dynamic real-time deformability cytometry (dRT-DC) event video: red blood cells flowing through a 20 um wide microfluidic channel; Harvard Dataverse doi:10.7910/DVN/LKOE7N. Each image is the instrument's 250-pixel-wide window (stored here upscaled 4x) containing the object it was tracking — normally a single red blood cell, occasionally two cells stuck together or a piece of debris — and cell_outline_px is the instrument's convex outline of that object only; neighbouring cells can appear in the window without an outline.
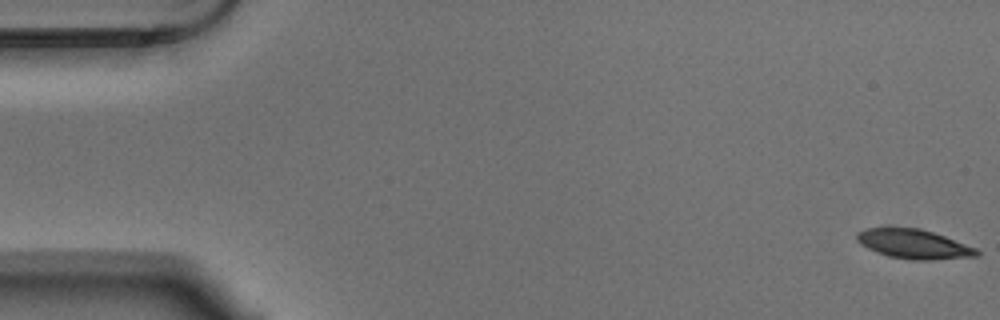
{"species": "Egyptian fruit bat (a non-hibernating species)", "species_latin": "Rousettus aegyptiacus", "temperature_condition": "warm", "stored_images_in_passage": 56, "camera_frame_rate_fps": 3000, "um_per_image_px": 0.085, "animal": {"sex": "male"}, "frame": {"image": 1, "passage_image": 1, "time_ms": 0.0, "image_size_px": [1000, 320], "cell_outline_px": [[980, 256], [932, 260], [912, 260], [888, 256], [876, 252], [860, 244], [856, 240], [856, 232], [864, 228], [920, 228], [944, 236], [976, 248], [980, 252]], "centroid_in_image_um": [77.66, 20.75], "position_along_channel_um": 7.3, "area_um2": 20.52}}
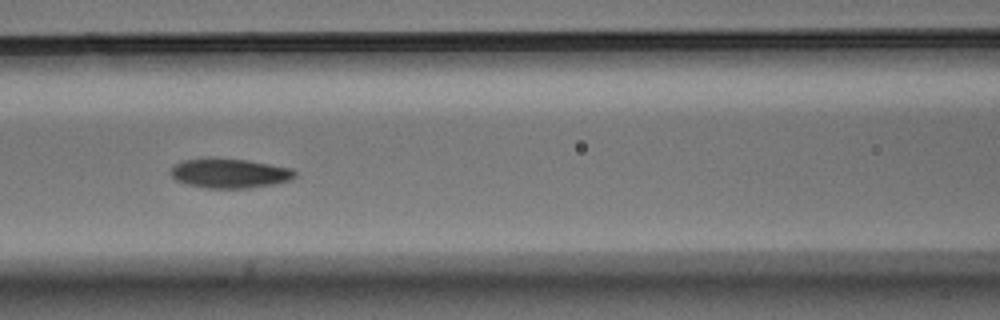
{"frame": {"image": 2, "passage_image": 24, "time_ms": 7.667, "image_size_px": [1000, 320], "cell_outline_px": [[296, 176], [292, 180], [276, 184], [248, 188], [204, 188], [188, 184], [176, 180], [168, 172], [176, 164], [184, 160], [208, 156], [212, 156], [248, 160], [292, 168], [296, 172]], "centroid_in_image_um": [19.52, 14.71], "position_along_channel_um": 147.1, "area_um2": 21.91}}
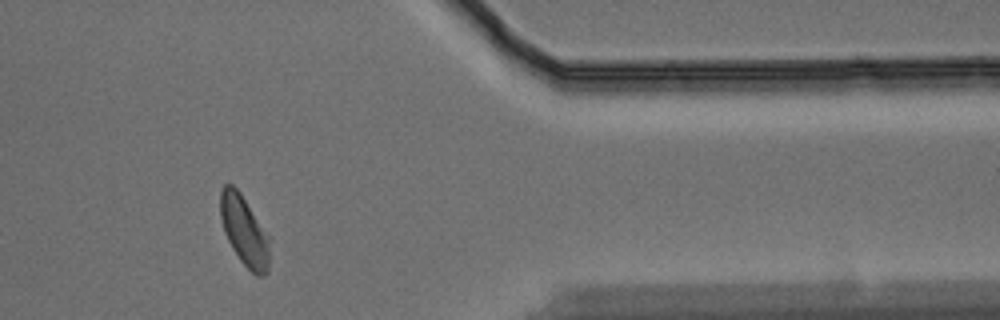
{"frame": {"image": 3, "passage_image": 46, "time_ms": 15.0, "image_size_px": [1000, 320], "cell_outline_px": [[268, 272], [260, 276], [256, 276], [240, 260], [232, 248], [224, 232], [220, 216], [220, 192], [224, 184], [232, 184], [240, 192], [268, 236]], "centroid_in_image_um": [20.73, 19.6], "position_along_channel_um": 390.7, "area_um2": 19.59}, "authors_computed_cell_mechanics": {"area_um2": 20.9814, "velocity_mm_per_s": 3.629, "shape_relaxation_time_tau1_ms": 2.8154, "shape_relaxation_time_tau2_ms": 4.222, "deformation_change_tau1": 0.1202, "deformation_change_tau2": 0.0826}}